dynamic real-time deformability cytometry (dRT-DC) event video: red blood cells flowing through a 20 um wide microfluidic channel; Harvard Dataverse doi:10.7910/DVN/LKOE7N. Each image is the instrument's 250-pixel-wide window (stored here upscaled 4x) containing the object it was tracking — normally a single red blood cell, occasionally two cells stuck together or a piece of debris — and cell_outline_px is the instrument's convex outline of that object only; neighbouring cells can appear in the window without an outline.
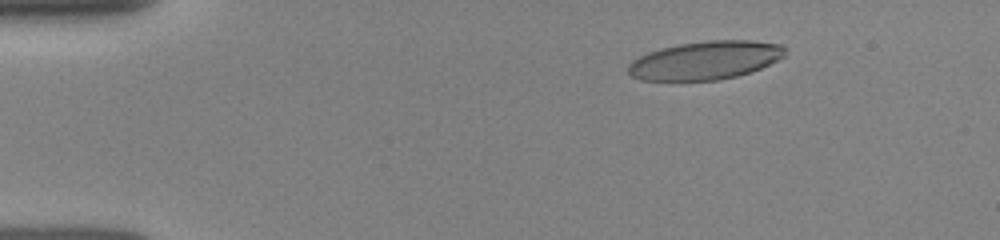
{"species": "human", "species_latin": "Homo sapiens", "temperature_condition": "room temperature", "stored_images_in_passage": 20, "camera_frame_rate_fps": 3000, "um_per_image_px": 0.085, "donor": {"sex": "female"}, "frame": {"image": 1, "passage_image": 10, "time_ms": 2.333, "image_size_px": [1000, 240], "cell_outline_px": [[784, 56], [760, 68], [736, 76], [716, 80], [640, 80], [632, 76], [628, 72], [628, 64], [632, 60], [648, 52], [660, 48], [680, 44], [708, 40], [748, 40], [780, 44], [784, 48]], "centroid_in_image_um": [59.9, 5.12], "position_along_channel_um": 25.1, "area_um2": 34.74}}
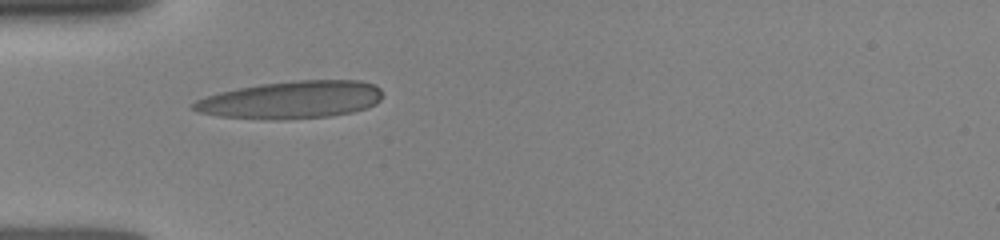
{"frame": {"image": 2, "passage_image": 19, "time_ms": 5.0, "image_size_px": [1000, 240], "cell_outline_px": [[380, 100], [376, 104], [368, 108], [352, 112], [332, 116], [284, 120], [264, 120], [216, 116], [196, 112], [188, 108], [196, 100], [220, 92], [260, 84], [296, 80], [360, 80], [376, 84], [380, 88]], "centroid_in_image_um": [24.74, 8.5], "position_along_channel_um": 60.3, "area_um2": 41.91}}